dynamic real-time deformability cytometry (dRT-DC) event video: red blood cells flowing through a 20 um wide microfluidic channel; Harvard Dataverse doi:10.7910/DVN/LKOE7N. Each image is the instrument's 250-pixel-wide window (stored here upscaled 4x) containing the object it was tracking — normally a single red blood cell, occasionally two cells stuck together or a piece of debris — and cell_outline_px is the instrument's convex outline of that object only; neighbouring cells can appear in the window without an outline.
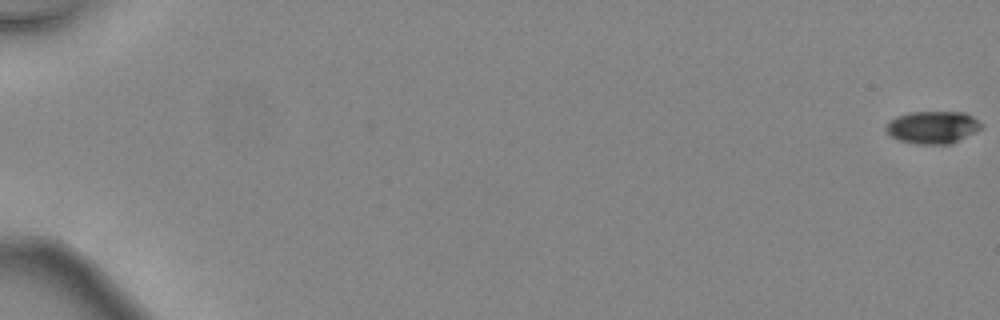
{"species": "common noctule bat (a hibernating species)", "species_latin": "Nyctalus noctula", "temperature_condition": "warm", "stored_images_in_passage": 11, "camera_frame_rate_fps": 3000, "um_per_image_px": 0.085, "animal": {"sex": "female", "body_mass_g": 24.6, "forearm_length_mm": 56.2}, "frame": {"image": 1, "passage_image": 1, "time_ms": 0.0, "image_size_px": [1000, 320], "cell_outline_px": [[984, 124], [976, 132], [952, 144], [916, 144], [900, 140], [888, 136], [884, 128], [896, 116], [912, 112], [964, 112], [972, 116]], "centroid_in_image_um": [79.29, 10.83], "position_along_channel_um": 5.7, "area_um2": 18.15}}